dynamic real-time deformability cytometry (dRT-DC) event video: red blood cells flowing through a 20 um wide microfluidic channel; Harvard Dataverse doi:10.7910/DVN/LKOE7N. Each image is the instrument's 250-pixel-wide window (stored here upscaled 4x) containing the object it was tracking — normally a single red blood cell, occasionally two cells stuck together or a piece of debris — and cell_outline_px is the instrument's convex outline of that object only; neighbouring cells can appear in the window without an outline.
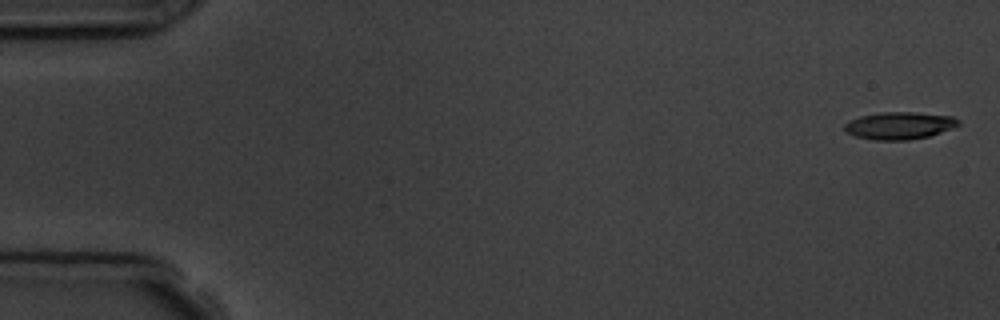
{"species": "common noctule bat (a hibernating species)", "species_latin": "Nyctalus noctula", "temperature_condition": "room temperature", "stored_images_in_passage": 5, "camera_frame_rate_fps": 3000, "um_per_image_px": 0.085, "animal": {"sex": "male", "body_mass_g": 19.5, "forearm_length_mm": 54.6}, "frame": {"image": 1, "passage_image": 1, "time_ms": 0.0, "image_size_px": [1000, 320], "cell_outline_px": [[960, 124], [952, 128], [928, 136], [908, 140], [876, 140], [856, 136], [848, 132], [844, 128], [844, 124], [848, 120], [860, 116], [880, 112], [912, 112], [952, 116], [960, 120]], "centroid_in_image_um": [76.44, 10.66], "position_along_channel_um": 8.6, "area_um2": 18.03}}
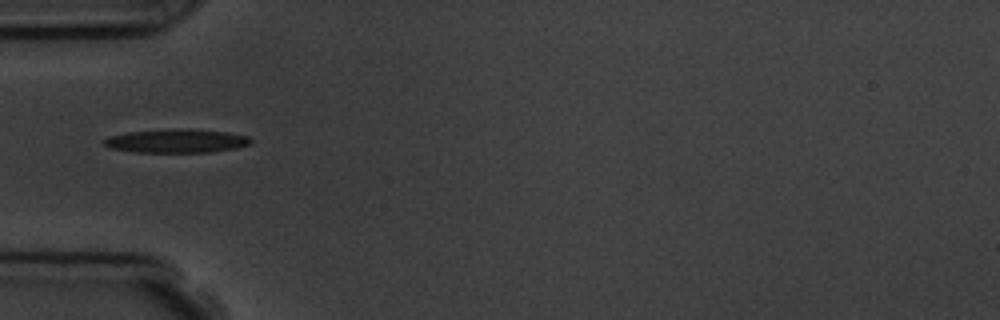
{"frame": {"image": 2, "passage_image": 5, "time_ms": 5.333, "image_size_px": [1000, 320], "cell_outline_px": [[252, 140], [248, 144], [236, 148], [212, 152], [136, 152], [108, 148], [100, 140], [112, 136], [128, 132], [228, 132], [248, 136]], "centroid_in_image_um": [14.97, 12.05], "position_along_channel_um": 70.0, "area_um2": 18.73}}